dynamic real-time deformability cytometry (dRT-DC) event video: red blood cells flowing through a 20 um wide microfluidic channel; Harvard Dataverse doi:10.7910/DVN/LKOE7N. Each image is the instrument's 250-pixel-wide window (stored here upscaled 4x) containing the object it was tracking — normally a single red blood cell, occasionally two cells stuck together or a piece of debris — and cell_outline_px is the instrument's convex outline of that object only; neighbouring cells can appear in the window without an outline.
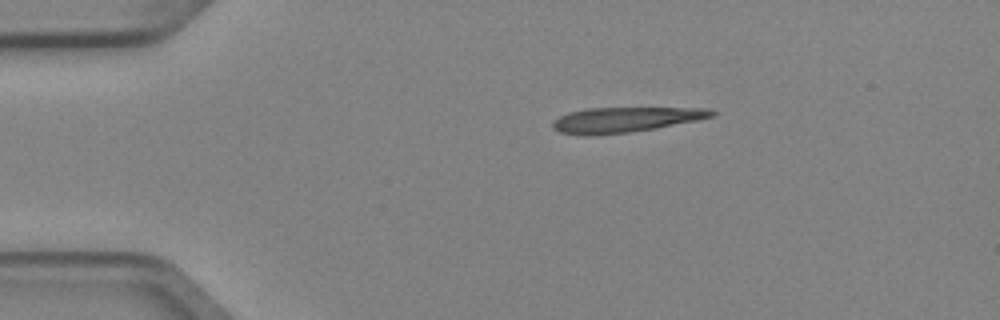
{"species": "Egyptian fruit bat (a non-hibernating species)", "species_latin": "Rousettus aegyptiacus", "temperature_condition": "cold", "stored_images_in_passage": 2, "camera_frame_rate_fps": 3000, "um_per_image_px": 0.085, "animal": {"sex": "female"}, "frame": {"image": 1, "passage_image": 2, "time_ms": 0.333, "image_size_px": [1000, 320], "cell_outline_px": [[716, 112], [712, 116], [696, 120], [652, 128], [628, 132], [588, 136], [584, 136], [560, 132], [552, 128], [552, 120], [568, 112], [588, 108], [704, 108]], "centroid_in_image_um": [53.03, 10.17], "position_along_channel_um": 32.0, "area_um2": 22.95}}